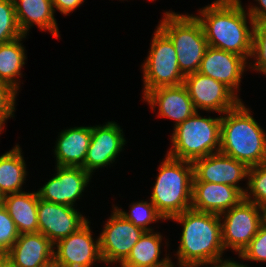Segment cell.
<instances>
[{"label": "cell", "mask_w": 266, "mask_h": 267, "mask_svg": "<svg viewBox=\"0 0 266 267\" xmlns=\"http://www.w3.org/2000/svg\"><path fill=\"white\" fill-rule=\"evenodd\" d=\"M260 5L249 6L247 12L252 17L254 22L266 23V0H255Z\"/></svg>", "instance_id": "836d02e7"}, {"label": "cell", "mask_w": 266, "mask_h": 267, "mask_svg": "<svg viewBox=\"0 0 266 267\" xmlns=\"http://www.w3.org/2000/svg\"><path fill=\"white\" fill-rule=\"evenodd\" d=\"M224 249L238 255L250 243L263 221V207L243 198L237 205L220 214Z\"/></svg>", "instance_id": "ba28073f"}, {"label": "cell", "mask_w": 266, "mask_h": 267, "mask_svg": "<svg viewBox=\"0 0 266 267\" xmlns=\"http://www.w3.org/2000/svg\"><path fill=\"white\" fill-rule=\"evenodd\" d=\"M113 209L99 235L100 254L104 264L120 265L145 231Z\"/></svg>", "instance_id": "9c48e42d"}, {"label": "cell", "mask_w": 266, "mask_h": 267, "mask_svg": "<svg viewBox=\"0 0 266 267\" xmlns=\"http://www.w3.org/2000/svg\"><path fill=\"white\" fill-rule=\"evenodd\" d=\"M54 11L58 10L63 15H68L84 3V0H51Z\"/></svg>", "instance_id": "d6a6232c"}, {"label": "cell", "mask_w": 266, "mask_h": 267, "mask_svg": "<svg viewBox=\"0 0 266 267\" xmlns=\"http://www.w3.org/2000/svg\"><path fill=\"white\" fill-rule=\"evenodd\" d=\"M90 223L54 244V267H92L96 261L103 263L99 236L94 240Z\"/></svg>", "instance_id": "8fae6325"}, {"label": "cell", "mask_w": 266, "mask_h": 267, "mask_svg": "<svg viewBox=\"0 0 266 267\" xmlns=\"http://www.w3.org/2000/svg\"><path fill=\"white\" fill-rule=\"evenodd\" d=\"M56 174L39 190L40 199L60 205L75 206L88 187L92 175L82 167L55 166Z\"/></svg>", "instance_id": "9a60e30c"}, {"label": "cell", "mask_w": 266, "mask_h": 267, "mask_svg": "<svg viewBox=\"0 0 266 267\" xmlns=\"http://www.w3.org/2000/svg\"><path fill=\"white\" fill-rule=\"evenodd\" d=\"M3 257H4V255L0 253V260H1Z\"/></svg>", "instance_id": "f35d334b"}, {"label": "cell", "mask_w": 266, "mask_h": 267, "mask_svg": "<svg viewBox=\"0 0 266 267\" xmlns=\"http://www.w3.org/2000/svg\"><path fill=\"white\" fill-rule=\"evenodd\" d=\"M246 184L244 198L258 206L266 207V163L249 167Z\"/></svg>", "instance_id": "4316f807"}, {"label": "cell", "mask_w": 266, "mask_h": 267, "mask_svg": "<svg viewBox=\"0 0 266 267\" xmlns=\"http://www.w3.org/2000/svg\"><path fill=\"white\" fill-rule=\"evenodd\" d=\"M13 2L18 26L24 35L36 25L41 31H49L54 37H60L51 0H13Z\"/></svg>", "instance_id": "ffe728a7"}, {"label": "cell", "mask_w": 266, "mask_h": 267, "mask_svg": "<svg viewBox=\"0 0 266 267\" xmlns=\"http://www.w3.org/2000/svg\"><path fill=\"white\" fill-rule=\"evenodd\" d=\"M244 195L228 184L192 182L191 208L200 212L222 214L237 205Z\"/></svg>", "instance_id": "d6986e66"}, {"label": "cell", "mask_w": 266, "mask_h": 267, "mask_svg": "<svg viewBox=\"0 0 266 267\" xmlns=\"http://www.w3.org/2000/svg\"><path fill=\"white\" fill-rule=\"evenodd\" d=\"M250 59L256 61L254 63L249 62L247 69L259 71L266 75V23L254 22L253 24L252 52Z\"/></svg>", "instance_id": "f1b7e54d"}, {"label": "cell", "mask_w": 266, "mask_h": 267, "mask_svg": "<svg viewBox=\"0 0 266 267\" xmlns=\"http://www.w3.org/2000/svg\"><path fill=\"white\" fill-rule=\"evenodd\" d=\"M238 256L246 261L266 262V222L264 220L256 235Z\"/></svg>", "instance_id": "f546056e"}, {"label": "cell", "mask_w": 266, "mask_h": 267, "mask_svg": "<svg viewBox=\"0 0 266 267\" xmlns=\"http://www.w3.org/2000/svg\"><path fill=\"white\" fill-rule=\"evenodd\" d=\"M22 149L16 144L0 156V191L6 196L23 192L22 185L27 177L26 163Z\"/></svg>", "instance_id": "cb8c5ba5"}, {"label": "cell", "mask_w": 266, "mask_h": 267, "mask_svg": "<svg viewBox=\"0 0 266 267\" xmlns=\"http://www.w3.org/2000/svg\"><path fill=\"white\" fill-rule=\"evenodd\" d=\"M126 142L123 130L115 121H108L102 126H93L82 168L93 175L95 170L113 164Z\"/></svg>", "instance_id": "4fadbf2b"}, {"label": "cell", "mask_w": 266, "mask_h": 267, "mask_svg": "<svg viewBox=\"0 0 266 267\" xmlns=\"http://www.w3.org/2000/svg\"><path fill=\"white\" fill-rule=\"evenodd\" d=\"M38 232L46 236L53 244L78 231L89 220L75 207L47 202L39 198Z\"/></svg>", "instance_id": "5bb4252c"}, {"label": "cell", "mask_w": 266, "mask_h": 267, "mask_svg": "<svg viewBox=\"0 0 266 267\" xmlns=\"http://www.w3.org/2000/svg\"><path fill=\"white\" fill-rule=\"evenodd\" d=\"M263 220L266 222V207L263 208Z\"/></svg>", "instance_id": "74e56055"}, {"label": "cell", "mask_w": 266, "mask_h": 267, "mask_svg": "<svg viewBox=\"0 0 266 267\" xmlns=\"http://www.w3.org/2000/svg\"><path fill=\"white\" fill-rule=\"evenodd\" d=\"M18 229L6 208H0V253L5 255L19 236Z\"/></svg>", "instance_id": "4dcf8cb0"}, {"label": "cell", "mask_w": 266, "mask_h": 267, "mask_svg": "<svg viewBox=\"0 0 266 267\" xmlns=\"http://www.w3.org/2000/svg\"><path fill=\"white\" fill-rule=\"evenodd\" d=\"M114 208L126 220L130 221L133 225L141 228L145 232L154 231L150 224L165 220L164 217L157 211L155 205L150 201H137L130 204V213L123 211V209L114 205Z\"/></svg>", "instance_id": "484cf974"}, {"label": "cell", "mask_w": 266, "mask_h": 267, "mask_svg": "<svg viewBox=\"0 0 266 267\" xmlns=\"http://www.w3.org/2000/svg\"><path fill=\"white\" fill-rule=\"evenodd\" d=\"M151 40L149 54L142 66L143 97L160 87L184 84L185 75L178 65V57L170 38L157 26Z\"/></svg>", "instance_id": "52a82bcc"}, {"label": "cell", "mask_w": 266, "mask_h": 267, "mask_svg": "<svg viewBox=\"0 0 266 267\" xmlns=\"http://www.w3.org/2000/svg\"><path fill=\"white\" fill-rule=\"evenodd\" d=\"M184 85L196 111H215L223 115L242 101L224 83L199 72L186 75Z\"/></svg>", "instance_id": "30bf717a"}, {"label": "cell", "mask_w": 266, "mask_h": 267, "mask_svg": "<svg viewBox=\"0 0 266 267\" xmlns=\"http://www.w3.org/2000/svg\"><path fill=\"white\" fill-rule=\"evenodd\" d=\"M169 157L193 162L220 150L221 116L203 117L196 111L173 128Z\"/></svg>", "instance_id": "5b68a950"}, {"label": "cell", "mask_w": 266, "mask_h": 267, "mask_svg": "<svg viewBox=\"0 0 266 267\" xmlns=\"http://www.w3.org/2000/svg\"><path fill=\"white\" fill-rule=\"evenodd\" d=\"M38 201L37 191L5 196L4 207L16 224L19 234L38 233Z\"/></svg>", "instance_id": "603a6c76"}, {"label": "cell", "mask_w": 266, "mask_h": 267, "mask_svg": "<svg viewBox=\"0 0 266 267\" xmlns=\"http://www.w3.org/2000/svg\"><path fill=\"white\" fill-rule=\"evenodd\" d=\"M4 256L15 267H53L54 244L39 232L20 234Z\"/></svg>", "instance_id": "ac0fdd59"}, {"label": "cell", "mask_w": 266, "mask_h": 267, "mask_svg": "<svg viewBox=\"0 0 266 267\" xmlns=\"http://www.w3.org/2000/svg\"><path fill=\"white\" fill-rule=\"evenodd\" d=\"M5 195L0 191V208L4 206Z\"/></svg>", "instance_id": "8d00e7d4"}, {"label": "cell", "mask_w": 266, "mask_h": 267, "mask_svg": "<svg viewBox=\"0 0 266 267\" xmlns=\"http://www.w3.org/2000/svg\"><path fill=\"white\" fill-rule=\"evenodd\" d=\"M203 267H250V266H247L246 263L241 264V262L234 261L233 259L232 260L225 259L222 261L214 262V263L209 264V265H205Z\"/></svg>", "instance_id": "e575fe53"}, {"label": "cell", "mask_w": 266, "mask_h": 267, "mask_svg": "<svg viewBox=\"0 0 266 267\" xmlns=\"http://www.w3.org/2000/svg\"><path fill=\"white\" fill-rule=\"evenodd\" d=\"M23 35L17 23L13 0H0V44Z\"/></svg>", "instance_id": "83f0119b"}, {"label": "cell", "mask_w": 266, "mask_h": 267, "mask_svg": "<svg viewBox=\"0 0 266 267\" xmlns=\"http://www.w3.org/2000/svg\"><path fill=\"white\" fill-rule=\"evenodd\" d=\"M0 267H15L5 256L0 260Z\"/></svg>", "instance_id": "d590c367"}, {"label": "cell", "mask_w": 266, "mask_h": 267, "mask_svg": "<svg viewBox=\"0 0 266 267\" xmlns=\"http://www.w3.org/2000/svg\"><path fill=\"white\" fill-rule=\"evenodd\" d=\"M158 27L172 41L181 72L185 76L198 72L209 45L202 25L195 15L166 11Z\"/></svg>", "instance_id": "8992f818"}, {"label": "cell", "mask_w": 266, "mask_h": 267, "mask_svg": "<svg viewBox=\"0 0 266 267\" xmlns=\"http://www.w3.org/2000/svg\"><path fill=\"white\" fill-rule=\"evenodd\" d=\"M26 36L23 35L10 42L0 44V81L9 85L17 93L21 80L18 77H22L21 69L27 59L26 49L21 43Z\"/></svg>", "instance_id": "d4e9b609"}, {"label": "cell", "mask_w": 266, "mask_h": 267, "mask_svg": "<svg viewBox=\"0 0 266 267\" xmlns=\"http://www.w3.org/2000/svg\"><path fill=\"white\" fill-rule=\"evenodd\" d=\"M150 200L167 221L191 208L193 164L165 155Z\"/></svg>", "instance_id": "277c9868"}, {"label": "cell", "mask_w": 266, "mask_h": 267, "mask_svg": "<svg viewBox=\"0 0 266 267\" xmlns=\"http://www.w3.org/2000/svg\"><path fill=\"white\" fill-rule=\"evenodd\" d=\"M143 99L151 106V110L158 108V117L173 119L174 127L196 112L184 84L153 89Z\"/></svg>", "instance_id": "e0dca14e"}, {"label": "cell", "mask_w": 266, "mask_h": 267, "mask_svg": "<svg viewBox=\"0 0 266 267\" xmlns=\"http://www.w3.org/2000/svg\"><path fill=\"white\" fill-rule=\"evenodd\" d=\"M162 235L159 232H144L132 247L130 254L118 267H173L169 254L161 258ZM161 258V259H160Z\"/></svg>", "instance_id": "7402d4cb"}, {"label": "cell", "mask_w": 266, "mask_h": 267, "mask_svg": "<svg viewBox=\"0 0 266 267\" xmlns=\"http://www.w3.org/2000/svg\"><path fill=\"white\" fill-rule=\"evenodd\" d=\"M250 110L241 101L221 115L219 152L253 167L266 163V131Z\"/></svg>", "instance_id": "3957f363"}, {"label": "cell", "mask_w": 266, "mask_h": 267, "mask_svg": "<svg viewBox=\"0 0 266 267\" xmlns=\"http://www.w3.org/2000/svg\"><path fill=\"white\" fill-rule=\"evenodd\" d=\"M241 2L215 0L199 9V15L195 17L202 25L209 47L237 54L248 62L252 52L254 20Z\"/></svg>", "instance_id": "6da1fadb"}, {"label": "cell", "mask_w": 266, "mask_h": 267, "mask_svg": "<svg viewBox=\"0 0 266 267\" xmlns=\"http://www.w3.org/2000/svg\"><path fill=\"white\" fill-rule=\"evenodd\" d=\"M17 92L0 81V134L7 119L14 117Z\"/></svg>", "instance_id": "1f68e13d"}, {"label": "cell", "mask_w": 266, "mask_h": 267, "mask_svg": "<svg viewBox=\"0 0 266 267\" xmlns=\"http://www.w3.org/2000/svg\"><path fill=\"white\" fill-rule=\"evenodd\" d=\"M171 220L183 226L175 255L179 267H203L225 260L220 215L190 208Z\"/></svg>", "instance_id": "7a4b0ae2"}, {"label": "cell", "mask_w": 266, "mask_h": 267, "mask_svg": "<svg viewBox=\"0 0 266 267\" xmlns=\"http://www.w3.org/2000/svg\"><path fill=\"white\" fill-rule=\"evenodd\" d=\"M92 126L70 127L58 134L55 166L82 167L91 141Z\"/></svg>", "instance_id": "44dd1931"}, {"label": "cell", "mask_w": 266, "mask_h": 267, "mask_svg": "<svg viewBox=\"0 0 266 267\" xmlns=\"http://www.w3.org/2000/svg\"><path fill=\"white\" fill-rule=\"evenodd\" d=\"M246 67L248 62L242 56L208 47L198 72L224 83L239 97L237 93L241 90L240 82Z\"/></svg>", "instance_id": "2e32d148"}, {"label": "cell", "mask_w": 266, "mask_h": 267, "mask_svg": "<svg viewBox=\"0 0 266 267\" xmlns=\"http://www.w3.org/2000/svg\"><path fill=\"white\" fill-rule=\"evenodd\" d=\"M192 182H210L228 184L236 187L243 195L247 188L238 183L248 179L249 167L221 152L212 153L206 157L195 159L193 162Z\"/></svg>", "instance_id": "7c38bea8"}]
</instances>
